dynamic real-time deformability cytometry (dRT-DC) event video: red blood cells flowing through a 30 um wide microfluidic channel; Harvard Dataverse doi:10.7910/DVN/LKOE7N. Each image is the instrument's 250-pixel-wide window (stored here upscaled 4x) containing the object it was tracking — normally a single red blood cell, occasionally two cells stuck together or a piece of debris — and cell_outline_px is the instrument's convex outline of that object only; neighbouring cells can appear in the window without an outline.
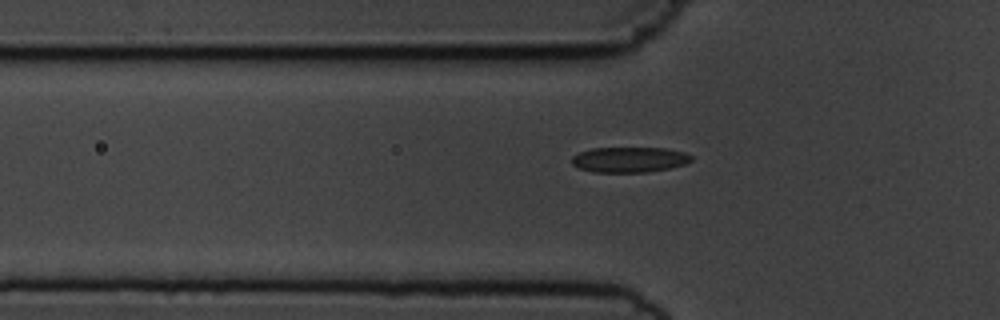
{"species": "common noctule bat (a hibernating species)", "species_latin": "Nyctalus noctula", "temperature_condition": "cold", "stored_images_in_passage": 40, "camera_frame_rate_fps": 3000, "um_per_image_px": 0.085, "animal": {"sex": "male", "body_mass_g": 19.5, "forearm_length_mm": 54.6}, "frame": {"image": 1, "passage_image": 3, "time_ms": 0.667, "image_size_px": [1000, 320], "cell_outline_px": [[692, 160], [684, 164], [672, 168], [648, 172], [592, 172], [580, 168], [572, 164], [572, 156], [580, 152], [592, 148], [668, 148], [684, 152], [692, 156]], "centroid_in_image_um": [53.52, 13.57], "position_along_channel_um": 72.3, "area_um2": 17.74}}
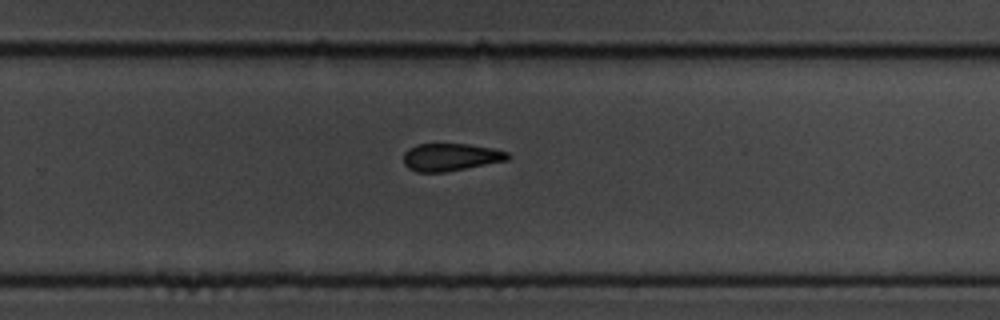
{"frame": {"image": 2, "passage_image": 21, "time_ms": 6.667, "image_size_px": [1000, 320], "cell_outline_px": [[512, 156], [508, 160], [444, 172], [416, 172], [408, 168], [404, 164], [404, 152], [408, 148], [416, 144], [468, 144], [492, 148], [508, 152]], "centroid_in_image_um": [38.29, 13.35], "position_along_channel_um": 291.5, "area_um2": 16.76}}
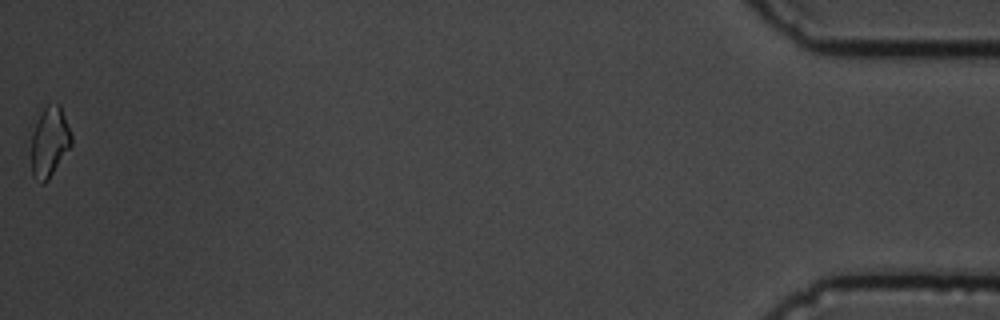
{"frame": {"image": 3, "passage_image": 40, "time_ms": 13.0, "image_size_px": [1000, 320], "cell_outline_px": [[72, 144], [48, 180], [44, 184], [40, 184], [32, 176], [32, 132], [40, 112], [48, 104], [60, 104], [72, 136]], "centroid_in_image_um": [4.21, 12.08], "position_along_channel_um": 431.0, "area_um2": 16.36}, "authors_computed_cell_mechanics": {"area_um2": 17.3689, "velocity_mm_per_s": 3.6538, "shape_relaxation_time_tau1_ms": 2.3084, "shape_relaxation_time_tau2_ms": 5.2827, "deformation_change_tau1": 0.0727, "deformation_change_tau2": 0.1162}}